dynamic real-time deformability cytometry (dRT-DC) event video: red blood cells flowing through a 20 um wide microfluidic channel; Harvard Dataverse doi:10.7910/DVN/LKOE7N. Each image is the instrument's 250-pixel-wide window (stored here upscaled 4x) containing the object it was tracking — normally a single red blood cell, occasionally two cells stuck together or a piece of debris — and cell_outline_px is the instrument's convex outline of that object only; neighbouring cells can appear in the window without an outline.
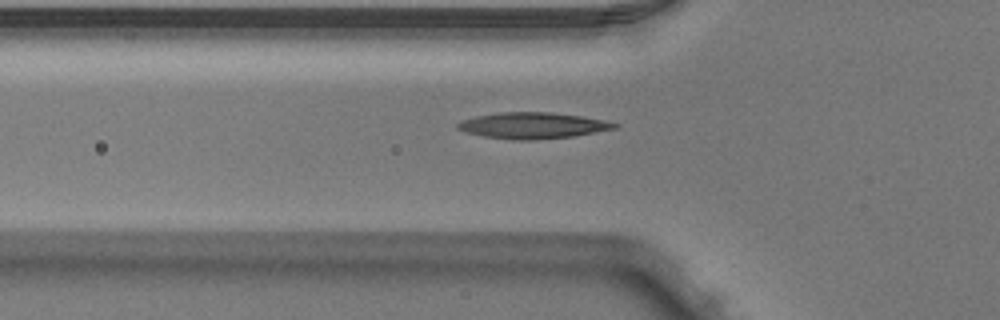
{"species": "Egyptian fruit bat (a non-hibernating species)", "species_latin": "Rousettus aegyptiacus", "temperature_condition": "warm", "stored_images_in_passage": 36, "camera_frame_rate_fps": 3000, "um_per_image_px": 0.085, "animal": {"sex": "male"}, "frame": {"image": 1, "passage_image": 8, "time_ms": 2.333, "image_size_px": [1000, 320], "cell_outline_px": [[620, 124], [616, 128], [572, 136], [536, 140], [512, 140], [484, 136], [464, 132], [456, 128], [456, 124], [464, 120], [476, 116], [500, 112], [548, 112], [580, 116], [604, 120]], "centroid_in_image_um": [45.25, 10.67], "position_along_channel_um": 80.6, "area_um2": 23.76}}
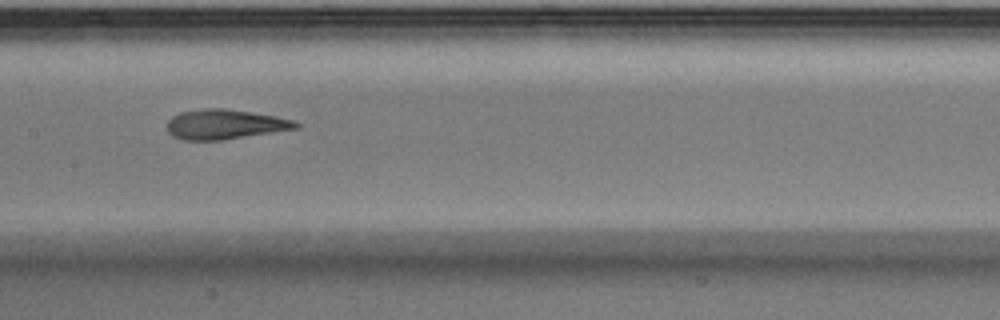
{"frame": {"image": 2, "passage_image": 16, "time_ms": 5.0, "image_size_px": [1000, 320], "cell_outline_px": [[300, 128], [220, 140], [184, 140], [172, 136], [164, 128], [168, 120], [172, 116], [180, 112], [204, 108], [224, 108], [276, 116], [292, 120], [300, 124]], "centroid_in_image_um": [19.06, 10.57], "position_along_channel_um": 188.3, "area_um2": 22.43}}
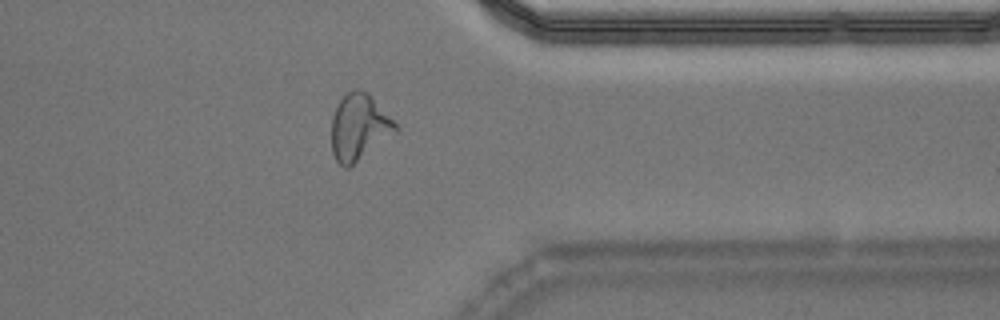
{"frame": {"image": 3, "passage_image": 31, "time_ms": 10.0, "image_size_px": [1000, 320], "cell_outline_px": [[400, 132], [348, 168], [344, 168], [336, 160], [332, 152], [332, 116], [340, 100], [352, 88], [360, 88], [368, 92], [400, 128]], "centroid_in_image_um": [30.56, 10.82], "position_along_channel_um": 380.8, "area_um2": 25.09}}